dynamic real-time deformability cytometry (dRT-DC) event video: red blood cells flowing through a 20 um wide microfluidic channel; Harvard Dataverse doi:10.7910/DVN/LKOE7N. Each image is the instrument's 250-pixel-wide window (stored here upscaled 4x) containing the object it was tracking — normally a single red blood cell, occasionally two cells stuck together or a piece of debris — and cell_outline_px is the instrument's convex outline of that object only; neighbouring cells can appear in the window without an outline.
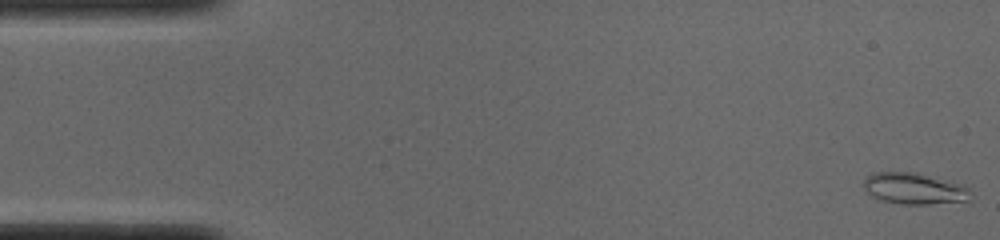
{"species": "common noctule bat (a hibernating species)", "species_latin": "Nyctalus noctula", "temperature_condition": "cold", "stored_images_in_passage": 45, "camera_frame_rate_fps": 3000, "um_per_image_px": 0.085, "animal": {"sex": "male", "body_mass_g": 19.0, "forearm_length_mm": 50.8}, "frame": {"image": 1, "passage_image": 1, "time_ms": 0.0, "image_size_px": [1000, 240], "cell_outline_px": [[972, 204], [900, 204], [880, 200], [872, 196], [864, 188], [864, 180], [872, 172], [912, 172], [964, 184], [968, 188], [972, 200]], "centroid_in_image_um": [77.83, 16.07], "position_along_channel_um": 7.2, "area_um2": 20.11}}
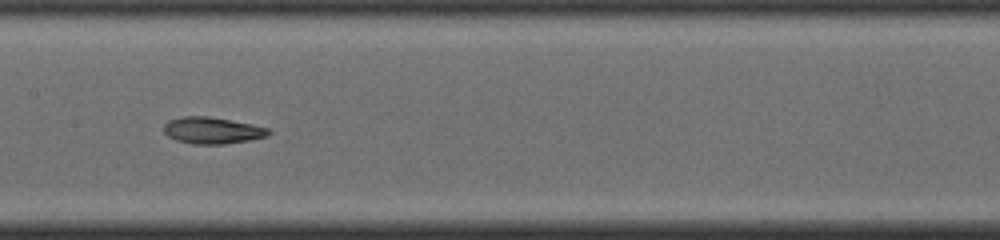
{"frame": {"image": 2, "passage_image": 25, "time_ms": 8.0, "image_size_px": [1000, 240], "cell_outline_px": [[272, 132], [268, 136], [248, 140], [224, 144], [192, 144], [176, 140], [168, 136], [164, 132], [164, 124], [168, 120], [180, 116], [208, 116], [252, 124], [268, 128]], "centroid_in_image_um": [18.03, 11.08], "position_along_channel_um": 189.4, "area_um2": 16.3}}
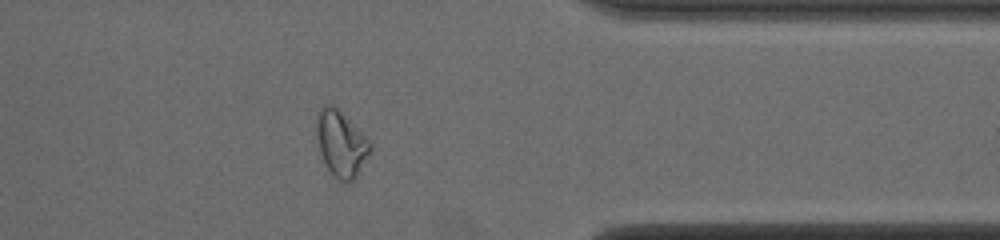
{"frame": {"image": 3, "passage_image": 41, "time_ms": 13.333, "image_size_px": [1000, 240], "cell_outline_px": [[372, 148], [356, 176], [352, 180], [340, 180], [324, 164], [320, 152], [316, 136], [316, 116], [320, 108], [324, 104], [332, 104], [372, 144]], "centroid_in_image_um": [28.95, 12.18], "position_along_channel_um": 382.5, "area_um2": 19.94}, "authors_computed_cell_mechanics": {"area_um2": 17.1088, "velocity_mm_per_s": 3.8886, "shape_relaxation_time_tau1_ms": 5.4189, "shape_relaxation_time_tau2_ms": 3.6766, "deformation_change_tau1": 0.2007, "deformation_change_tau2": 0.0947}}